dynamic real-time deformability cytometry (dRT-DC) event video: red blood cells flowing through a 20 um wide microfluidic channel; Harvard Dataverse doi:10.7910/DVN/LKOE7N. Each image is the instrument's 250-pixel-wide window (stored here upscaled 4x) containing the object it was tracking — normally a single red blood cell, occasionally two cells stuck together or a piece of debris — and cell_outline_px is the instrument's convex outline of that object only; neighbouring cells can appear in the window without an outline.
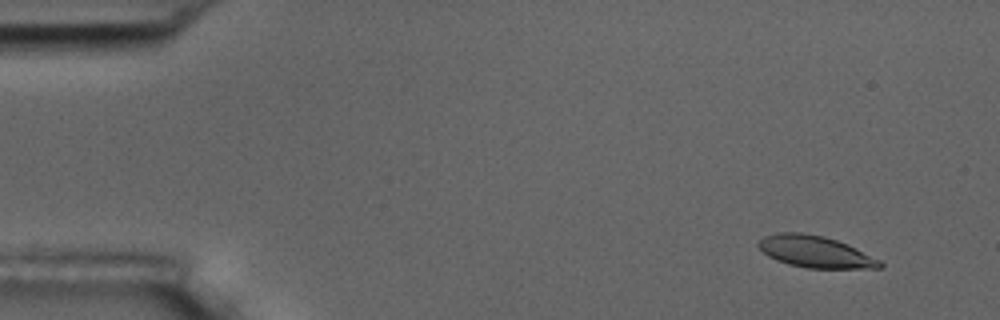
{"species": "common noctule bat (a hibernating species)", "species_latin": "Nyctalus noctula", "temperature_condition": "room temperature", "stored_images_in_passage": 12, "camera_frame_rate_fps": 3000, "um_per_image_px": 0.085, "animal": {"sex": "male", "body_mass_g": 17.5, "forearm_length_mm": 52.3}, "frame": {"image": 1, "passage_image": 1, "time_ms": 0.0, "image_size_px": [1000, 320], "cell_outline_px": [[884, 264], [880, 268], [808, 268], [788, 264], [776, 260], [768, 256], [756, 244], [764, 236], [780, 232], [800, 232], [824, 236], [848, 244], [880, 260]], "centroid_in_image_um": [69.29, 21.39], "position_along_channel_um": 15.7, "area_um2": 22.37}}
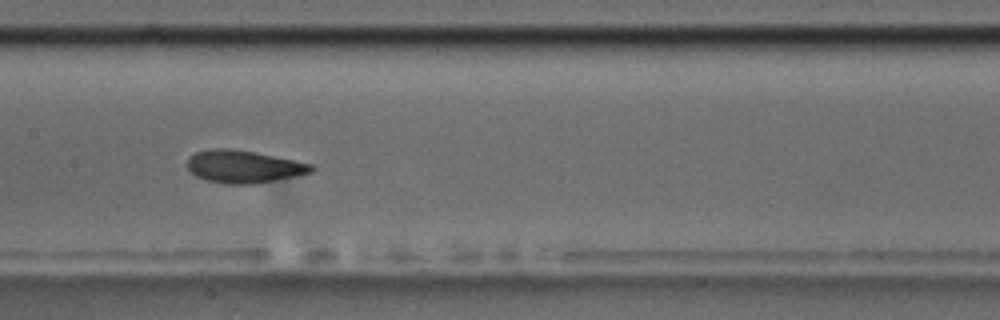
{"frame": {"image": 2, "passage_image": 7, "time_ms": 7.667, "image_size_px": [1000, 320], "cell_outline_px": [[316, 168], [312, 172], [256, 184], [224, 184], [208, 180], [196, 176], [188, 172], [188, 156], [196, 152], [212, 148], [228, 148], [252, 152], [316, 164]], "centroid_in_image_um": [20.71, 14.16], "position_along_channel_um": 186.7, "area_um2": 23.58}}
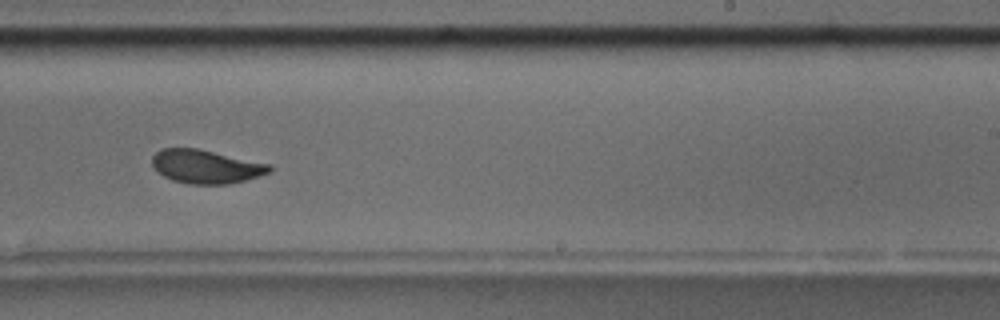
{"frame": {"image": 3, "passage_image": 9, "time_ms": 10.0, "image_size_px": [1000, 320], "cell_outline_px": [[272, 172], [260, 176], [228, 184], [188, 184], [172, 180], [156, 172], [152, 168], [152, 156], [160, 148], [196, 148], [272, 164]], "centroid_in_image_um": [17.49, 14.16], "position_along_channel_um": 271.5, "area_um2": 23.24}, "authors_computed_cell_mechanics": {"area_um2": 23.4957, "velocity_mm_per_s": 3.6485, "shape_relaxation_time_tau1_ms": 2.8446, "shape_relaxation_time_tau2_ms": 1.1147, "deformation_change_tau1": 0.1162, "deformation_change_tau2": 0.0431}}